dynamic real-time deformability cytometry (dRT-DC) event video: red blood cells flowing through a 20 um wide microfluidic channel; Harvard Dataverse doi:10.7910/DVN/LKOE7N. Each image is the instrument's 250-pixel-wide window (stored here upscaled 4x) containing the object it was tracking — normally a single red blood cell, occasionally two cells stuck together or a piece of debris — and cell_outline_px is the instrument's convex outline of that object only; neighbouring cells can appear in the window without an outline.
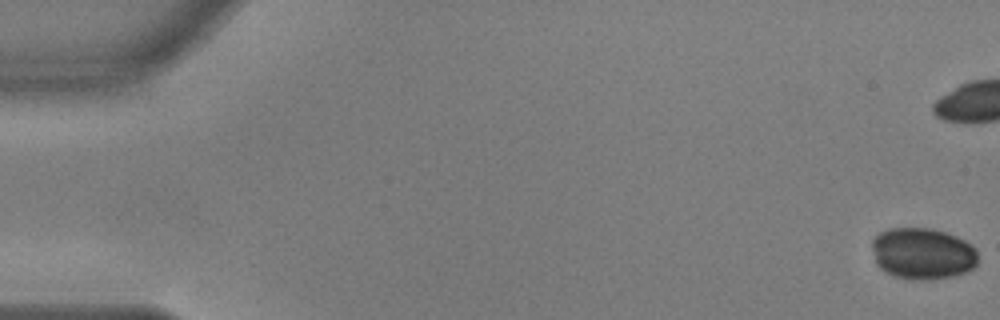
{"species": "common noctule bat (a hibernating species)", "species_latin": "Nyctalus noctula", "temperature_condition": "warm", "stored_images_in_passage": 45, "camera_frame_rate_fps": 3000, "um_per_image_px": 0.085, "animal": {"sex": "male", "body_mass_g": 17.9, "forearm_length_mm": 54.2}, "frame": {"image": 1, "passage_image": 1, "time_ms": 0.0, "image_size_px": [1000, 320], "cell_outline_px": [[976, 264], [972, 268], [964, 272], [952, 276], [912, 280], [896, 276], [880, 268], [876, 264], [872, 248], [872, 240], [880, 232], [888, 228], [932, 228], [956, 236], [972, 244], [976, 248]], "centroid_in_image_um": [78.4, 21.53], "position_along_channel_um": 6.6, "area_um2": 31.56}}